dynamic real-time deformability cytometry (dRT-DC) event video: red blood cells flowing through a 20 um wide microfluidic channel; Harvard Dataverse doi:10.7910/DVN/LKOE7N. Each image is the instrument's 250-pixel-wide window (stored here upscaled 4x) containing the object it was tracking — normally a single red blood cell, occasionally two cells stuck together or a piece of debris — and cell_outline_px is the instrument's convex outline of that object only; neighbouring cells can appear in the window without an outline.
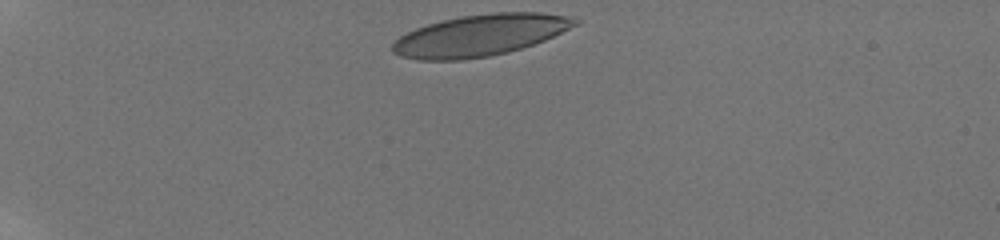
{"species": "human", "species_latin": "Homo sapiens", "temperature_condition": "room temperature", "stored_images_in_passage": 43, "camera_frame_rate_fps": 3000, "um_per_image_px": 0.085, "donor": {"sex": "male"}, "frame": {"image": 1, "passage_image": 1, "time_ms": 0.0, "image_size_px": [1000, 240], "cell_outline_px": [[580, 24], [544, 40], [508, 52], [488, 56], [460, 60], [416, 60], [400, 56], [392, 52], [392, 44], [400, 36], [416, 28], [428, 24], [460, 16], [496, 12], [540, 12], [564, 16], [580, 20]], "centroid_in_image_um": [40.79, 3.0], "position_along_channel_um": 44.2, "area_um2": 43.87}}
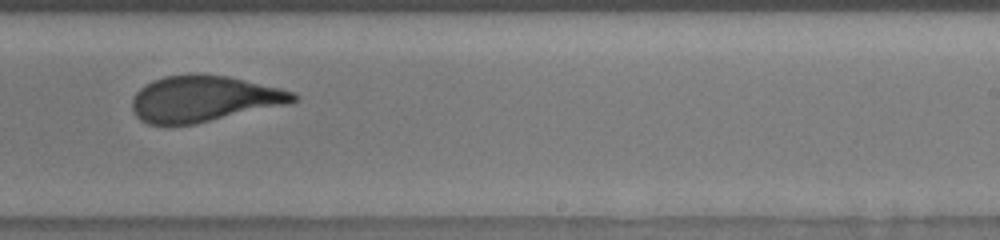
{"frame": {"image": 2, "passage_image": 34, "time_ms": 7.667, "image_size_px": [1000, 240], "cell_outline_px": [[300, 100], [288, 104], [196, 124], [172, 128], [148, 124], [140, 120], [132, 112], [132, 96], [140, 88], [152, 80], [164, 76], [228, 76], [280, 88], [292, 92], [300, 96]], "centroid_in_image_um": [17.29, 8.46], "position_along_channel_um": 271.7, "area_um2": 43.52}}
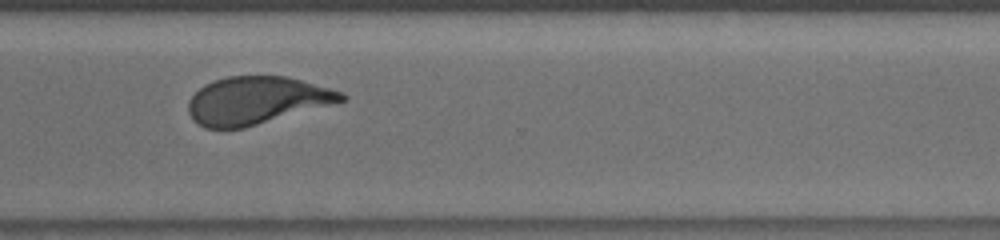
{"frame": {"image": 3, "passage_image": 42, "time_ms": 9.667, "image_size_px": [1000, 240], "cell_outline_px": [[348, 100], [244, 128], [204, 128], [192, 120], [188, 112], [188, 100], [204, 84], [228, 76], [288, 76], [344, 92], [348, 96]], "centroid_in_image_um": [21.83, 8.54], "position_along_channel_um": 348.8, "area_um2": 42.6}}